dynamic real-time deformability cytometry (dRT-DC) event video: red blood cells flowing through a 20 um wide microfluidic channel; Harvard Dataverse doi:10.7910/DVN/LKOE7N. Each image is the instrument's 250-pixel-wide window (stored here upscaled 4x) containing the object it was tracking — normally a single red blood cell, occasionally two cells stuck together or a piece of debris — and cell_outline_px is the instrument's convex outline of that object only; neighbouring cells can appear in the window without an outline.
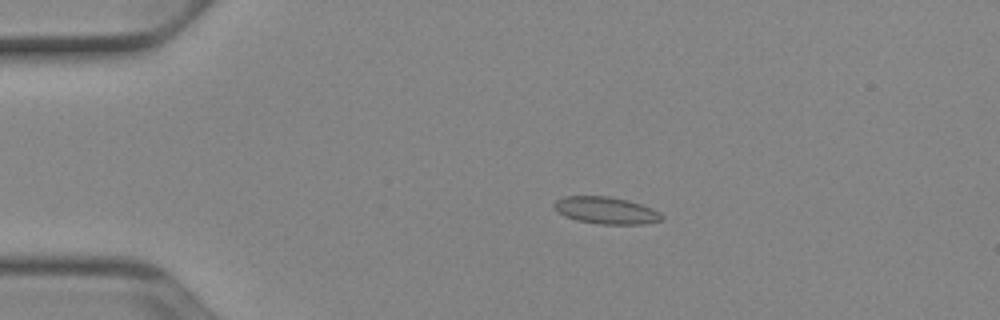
{"species": "Egyptian fruit bat (a non-hibernating species)", "species_latin": "Rousettus aegyptiacus", "temperature_condition": "cold", "stored_images_in_passage": 53, "camera_frame_rate_fps": 3000, "um_per_image_px": 0.085, "animal": {"sex": "female"}, "frame": {"image": 1, "passage_image": 12, "time_ms": 3.667, "image_size_px": [1000, 320], "cell_outline_px": [[664, 220], [644, 224], [600, 224], [576, 220], [564, 216], [556, 212], [552, 204], [556, 200], [564, 196], [608, 196], [628, 200], [652, 208], [660, 212], [664, 216]], "centroid_in_image_um": [51.5, 17.88], "position_along_channel_um": 33.5, "area_um2": 17.17}}
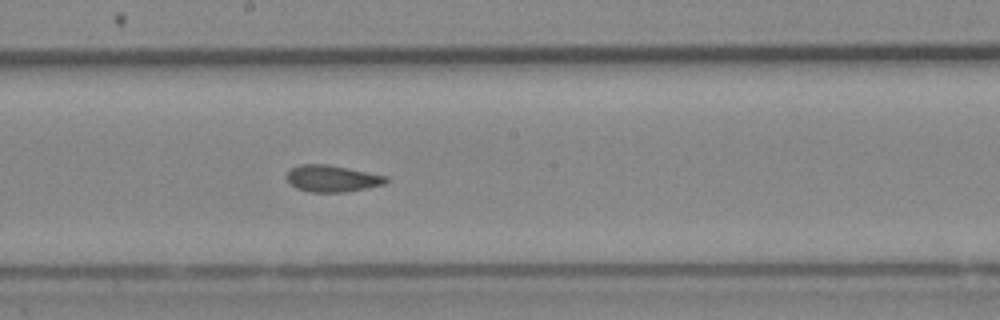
{"frame": {"image": 2, "passage_image": 30, "time_ms": 9.667, "image_size_px": [1000, 320], "cell_outline_px": [[388, 180], [384, 184], [344, 192], [308, 192], [296, 188], [288, 180], [288, 172], [292, 168], [300, 164], [324, 164], [348, 168], [388, 176]], "centroid_in_image_um": [28.24, 15.17], "position_along_channel_um": 220.0, "area_um2": 15.2}}
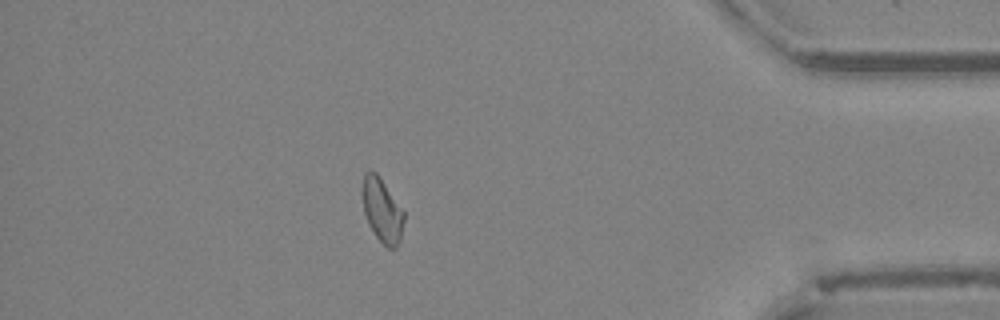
{"frame": {"image": 3, "passage_image": 47, "time_ms": 15.333, "image_size_px": [1000, 320], "cell_outline_px": [[404, 220], [400, 240], [396, 248], [388, 248], [376, 236], [368, 224], [364, 212], [364, 172], [376, 172], [404, 212]], "centroid_in_image_um": [32.5, 17.93], "position_along_channel_um": 402.7, "area_um2": 14.85}, "authors_computed_cell_mechanics": {"area_um2": 16.1262, "velocity_mm_per_s": 3.8938, "shape_relaxation_time_tau1_ms": null, "shape_relaxation_time_tau2_ms": 2.2414, "deformation_change_tau1": null, "deformation_change_tau2": 0.0809}}